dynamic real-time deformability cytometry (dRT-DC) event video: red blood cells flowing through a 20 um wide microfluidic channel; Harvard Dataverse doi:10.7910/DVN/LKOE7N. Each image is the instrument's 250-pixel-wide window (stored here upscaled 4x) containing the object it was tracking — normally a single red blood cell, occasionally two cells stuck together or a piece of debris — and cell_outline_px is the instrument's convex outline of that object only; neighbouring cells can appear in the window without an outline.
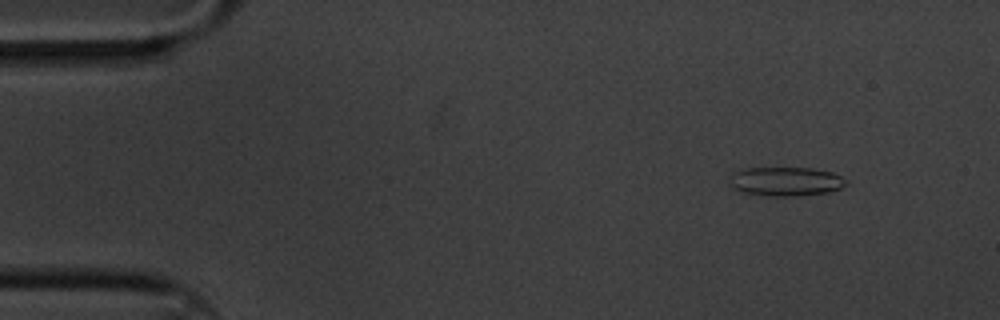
{"species": "common noctule bat (a hibernating species)", "species_latin": "Nyctalus noctula", "temperature_condition": "cold", "stored_images_in_passage": 5, "camera_frame_rate_fps": 3000, "um_per_image_px": 0.085, "animal": {"sex": "male", "body_mass_g": 20.1, "forearm_length_mm": 53.5}, "frame": {"image": 1, "passage_image": 2, "time_ms": 0.333, "image_size_px": [1000, 320], "cell_outline_px": [[848, 184], [840, 188], [828, 192], [800, 196], [768, 196], [744, 192], [732, 188], [732, 176], [736, 172], [744, 168], [812, 168], [832, 172], [848, 180]], "centroid_in_image_um": [66.86, 15.43], "position_along_channel_um": 18.1, "area_um2": 19.59}}
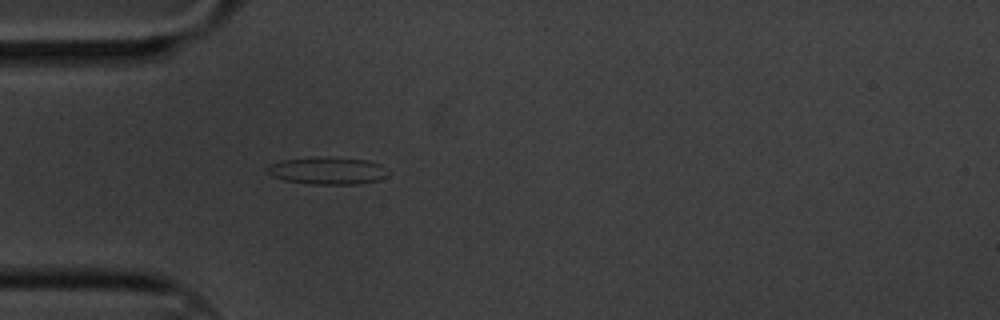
{"frame": {"image": 2, "passage_image": 5, "time_ms": 1.333, "image_size_px": [1000, 320], "cell_outline_px": [[388, 176], [380, 180], [356, 184], [312, 184], [284, 180], [272, 176], [268, 172], [268, 164], [280, 160], [320, 156], [328, 156], [368, 160], [380, 164], [388, 172]], "centroid_in_image_um": [27.85, 14.49], "position_along_channel_um": 57.2, "area_um2": 19.48}}